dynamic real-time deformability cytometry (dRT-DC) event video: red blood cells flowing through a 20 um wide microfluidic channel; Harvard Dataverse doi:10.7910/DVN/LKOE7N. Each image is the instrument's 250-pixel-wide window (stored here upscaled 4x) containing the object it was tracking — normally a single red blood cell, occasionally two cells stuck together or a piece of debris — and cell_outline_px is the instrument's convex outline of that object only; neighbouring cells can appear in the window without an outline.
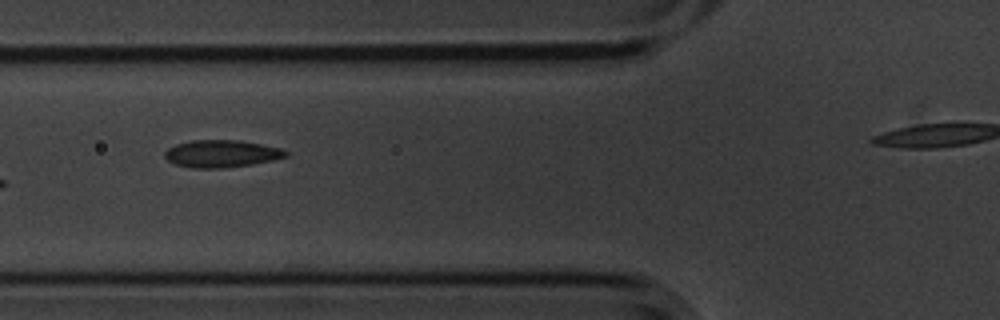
{"species": "common noctule bat (a hibernating species)", "species_latin": "Nyctalus noctula", "temperature_condition": "cold", "stored_images_in_passage": 7, "camera_frame_rate_fps": 3000, "um_per_image_px": 0.085, "animal": {"sex": "male", "body_mass_g": 20.1, "forearm_length_mm": 53.5}, "frame": {"image": 1, "passage_image": 7, "time_ms": 2.0, "image_size_px": [1000, 320], "cell_outline_px": [[288, 156], [272, 160], [252, 164], [224, 168], [192, 168], [176, 164], [168, 160], [164, 156], [164, 152], [168, 148], [176, 144], [192, 140], [240, 140], [280, 148], [288, 152]], "centroid_in_image_um": [18.81, 13.06], "position_along_channel_um": 107.0, "area_um2": 19.19}}